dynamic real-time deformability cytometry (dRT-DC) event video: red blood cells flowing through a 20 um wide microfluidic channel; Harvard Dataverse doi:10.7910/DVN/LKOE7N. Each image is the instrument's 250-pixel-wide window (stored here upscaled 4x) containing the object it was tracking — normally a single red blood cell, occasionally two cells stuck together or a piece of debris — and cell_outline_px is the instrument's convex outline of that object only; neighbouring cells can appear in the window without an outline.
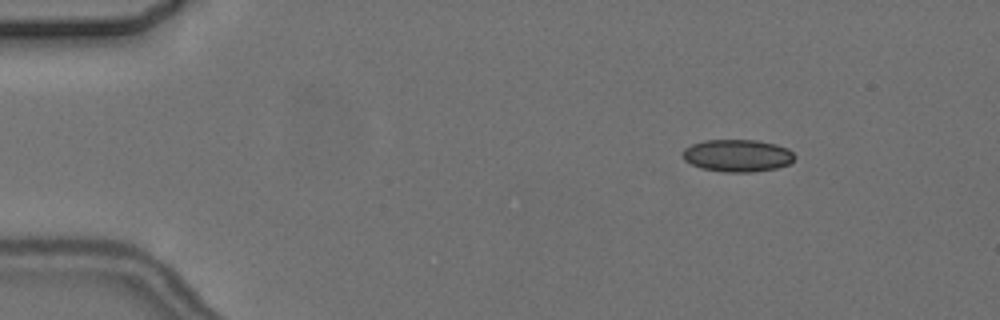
{"species": "common noctule bat (a hibernating species)", "species_latin": "Nyctalus noctula", "temperature_condition": "cold", "stored_images_in_passage": 4, "camera_frame_rate_fps": 3000, "um_per_image_px": 0.085, "animal": {"sex": "female", "body_mass_g": 24.6, "forearm_length_mm": 56.2}, "frame": {"image": 1, "passage_image": 2, "time_ms": 1.0, "image_size_px": [1000, 320], "cell_outline_px": [[796, 156], [788, 164], [776, 168], [752, 172], [724, 172], [700, 168], [684, 160], [680, 152], [684, 148], [692, 144], [704, 140], [756, 140], [776, 144], [788, 148]], "centroid_in_image_um": [62.65, 13.22], "position_along_channel_um": 22.4, "area_um2": 21.21}}